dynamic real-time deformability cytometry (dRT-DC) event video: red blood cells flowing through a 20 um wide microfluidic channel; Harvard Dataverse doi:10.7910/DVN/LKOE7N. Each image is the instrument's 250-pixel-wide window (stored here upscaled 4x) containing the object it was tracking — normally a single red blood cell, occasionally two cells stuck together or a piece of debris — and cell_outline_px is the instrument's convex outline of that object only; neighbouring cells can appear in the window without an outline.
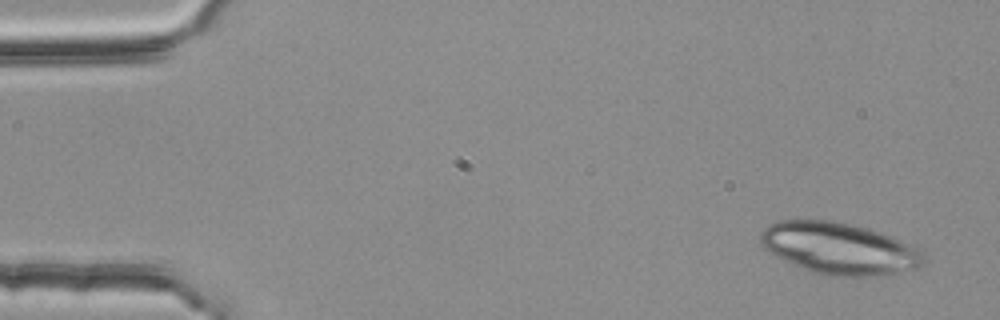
{"species": "common noctule bat (a hibernating species)", "species_latin": "Nyctalus noctula", "temperature_condition": "room temperature", "stored_images_in_passage": 4, "camera_frame_rate_fps": 3000, "um_per_image_px": 0.085, "animal": {"sex": "female", "body_mass_g": 25.1}, "frame": {"image": 1, "passage_image": 1, "time_ms": 0.0, "image_size_px": [1000, 320], "cell_outline_px": [[924, 264], [916, 268], [872, 276], [832, 276], [816, 272], [804, 268], [784, 260], [764, 248], [760, 240], [760, 236], [764, 228], [780, 220], [832, 220], [868, 228], [888, 236], [916, 248], [924, 252]], "centroid_in_image_um": [71.31, 21.1], "position_along_channel_um": 13.7, "area_um2": 48.15}}